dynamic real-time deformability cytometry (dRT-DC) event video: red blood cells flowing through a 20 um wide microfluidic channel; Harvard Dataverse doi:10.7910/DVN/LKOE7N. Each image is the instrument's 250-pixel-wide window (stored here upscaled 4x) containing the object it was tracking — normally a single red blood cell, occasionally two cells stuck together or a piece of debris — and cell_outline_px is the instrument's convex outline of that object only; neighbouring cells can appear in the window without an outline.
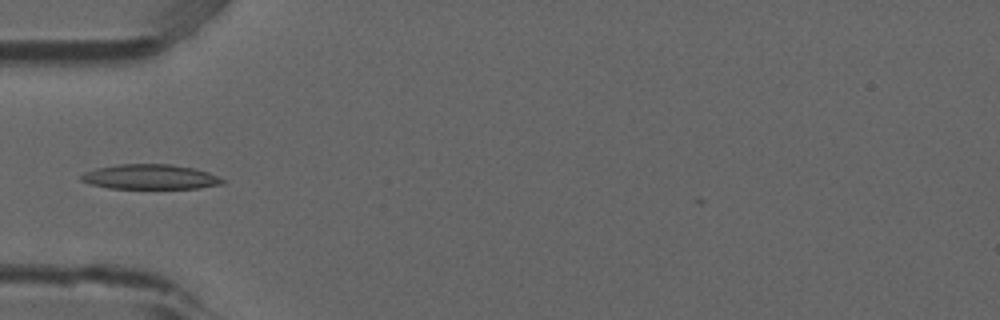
{"species": "common noctule bat (a hibernating species)", "species_latin": "Nyctalus noctula", "temperature_condition": "room temperature", "stored_images_in_passage": 5, "camera_frame_rate_fps": 3000, "um_per_image_px": 0.085, "animal": {"sex": "male", "forearm_length_mm": 52.5}, "frame": {"image": 1, "passage_image": 5, "time_ms": 1.333, "image_size_px": [1000, 320], "cell_outline_px": [[224, 180], [220, 184], [196, 188], [108, 188], [88, 184], [80, 180], [80, 176], [84, 172], [96, 168], [120, 164], [172, 164], [192, 168], [208, 172]], "centroid_in_image_um": [12.68, 15.03], "position_along_channel_um": 72.3, "area_um2": 20.29}}